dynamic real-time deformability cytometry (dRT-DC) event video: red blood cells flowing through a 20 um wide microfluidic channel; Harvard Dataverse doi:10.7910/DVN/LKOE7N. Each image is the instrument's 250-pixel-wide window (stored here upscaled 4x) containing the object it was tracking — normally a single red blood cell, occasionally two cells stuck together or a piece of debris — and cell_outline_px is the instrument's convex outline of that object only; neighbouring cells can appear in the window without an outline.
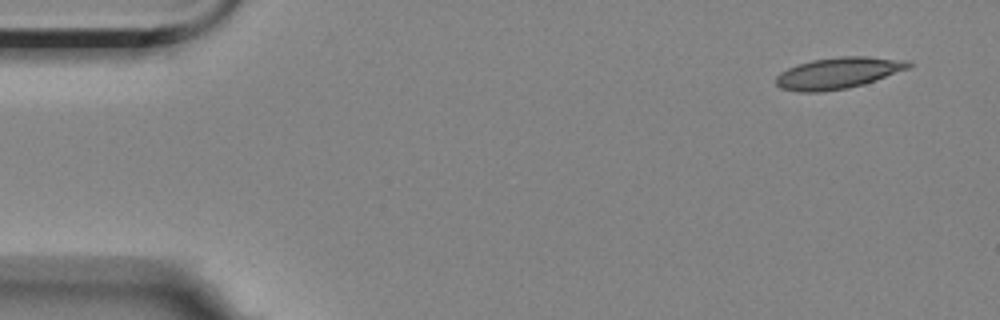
{"species": "Egyptian fruit bat (a non-hibernating species)", "species_latin": "Rousettus aegyptiacus", "temperature_condition": "room temperature", "stored_images_in_passage": 8, "camera_frame_rate_fps": 3000, "um_per_image_px": 0.085, "animal": {"sex": "female"}, "frame": {"image": 1, "passage_image": 1, "time_ms": 0.0, "image_size_px": [1000, 320], "cell_outline_px": [[912, 64], [908, 68], [876, 80], [864, 84], [848, 88], [820, 92], [800, 92], [780, 88], [776, 84], [776, 76], [780, 72], [796, 64], [812, 60], [840, 56], [868, 56], [908, 60]], "centroid_in_image_um": [71.22, 6.2], "position_along_channel_um": 13.8, "area_um2": 24.28}}
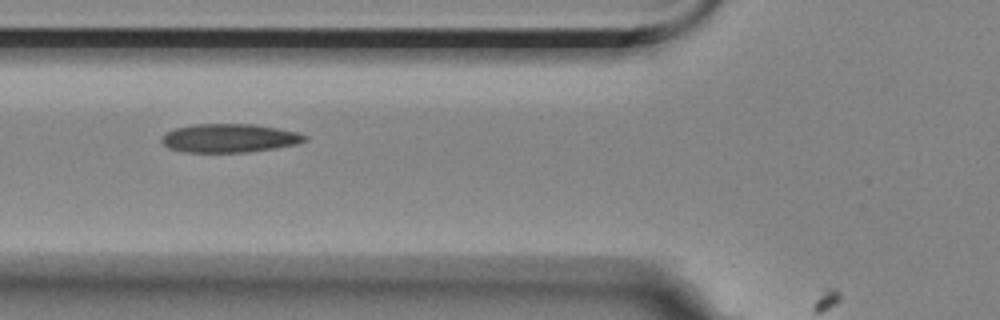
{"frame": {"image": 2, "passage_image": 6, "time_ms": 5.667, "image_size_px": [1000, 320], "cell_outline_px": [[308, 140], [296, 144], [276, 148], [248, 152], [184, 152], [168, 148], [160, 140], [164, 132], [176, 128], [196, 124], [252, 124], [276, 128], [296, 132], [308, 136]], "centroid_in_image_um": [19.48, 11.74], "position_along_channel_um": 106.3, "area_um2": 23.87}}
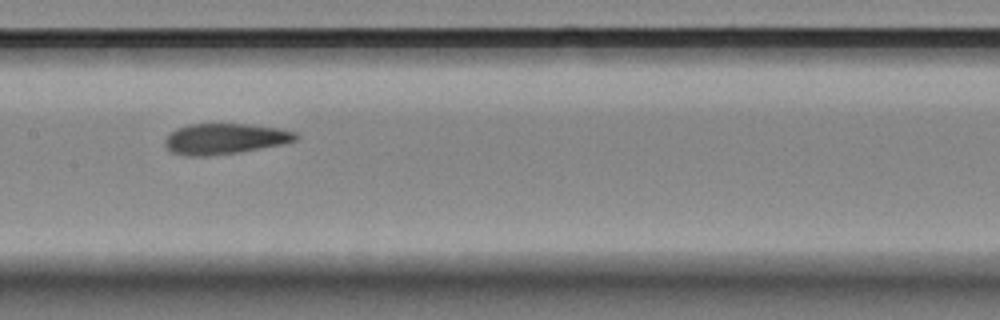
{"frame": {"image": 3, "passage_image": 8, "time_ms": 8.0, "image_size_px": [1000, 320], "cell_outline_px": [[300, 136], [296, 140], [280, 144], [240, 152], [208, 156], [184, 156], [172, 152], [164, 144], [164, 140], [176, 128], [188, 124], [248, 124], [276, 128], [296, 132]], "centroid_in_image_um": [19.08, 11.8], "position_along_channel_um": 188.3, "area_um2": 23.29}}